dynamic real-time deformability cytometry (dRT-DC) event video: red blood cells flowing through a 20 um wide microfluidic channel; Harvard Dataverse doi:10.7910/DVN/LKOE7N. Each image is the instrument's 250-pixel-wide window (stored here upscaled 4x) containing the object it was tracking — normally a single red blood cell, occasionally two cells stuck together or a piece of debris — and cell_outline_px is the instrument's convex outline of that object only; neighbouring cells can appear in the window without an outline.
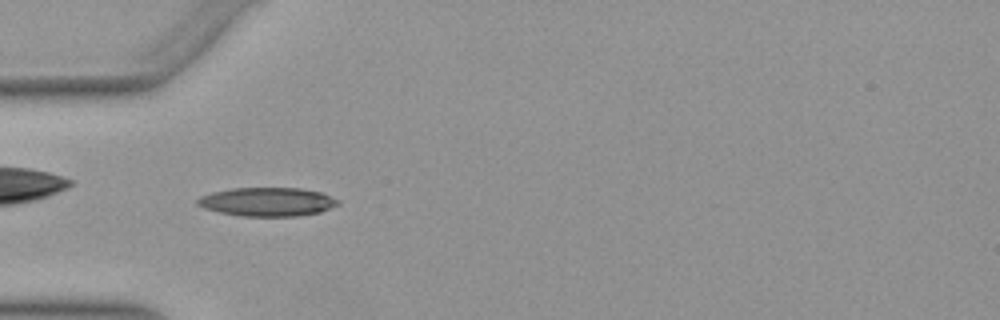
{"species": "Egyptian fruit bat (a non-hibernating species)", "species_latin": "Rousettus aegyptiacus", "temperature_condition": "warm", "stored_images_in_passage": 46, "camera_frame_rate_fps": 3000, "um_per_image_px": 0.085, "animal": {"sex": "female"}, "frame": {"image": 1, "passage_image": 12, "time_ms": 3.667, "image_size_px": [1000, 320], "cell_outline_px": [[340, 204], [320, 212], [300, 216], [240, 216], [220, 212], [204, 208], [196, 204], [196, 200], [200, 196], [212, 192], [232, 188], [300, 188], [320, 192], [332, 196], [340, 200]], "centroid_in_image_um": [22.74, 17.15], "position_along_channel_um": 62.3, "area_um2": 23.64}}
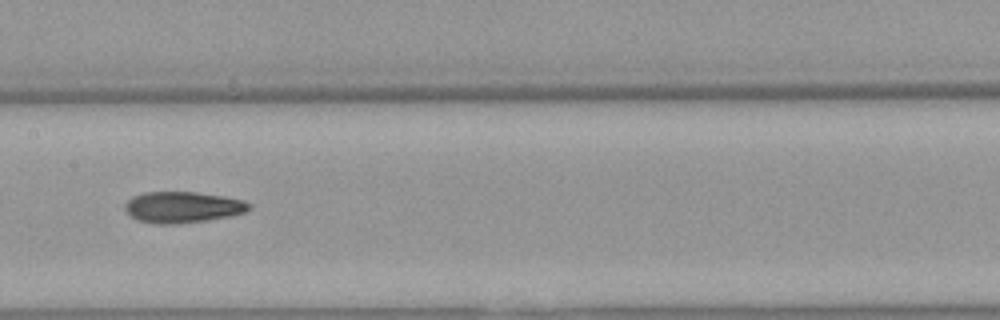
{"frame": {"image": 2, "passage_image": 22, "time_ms": 7.0, "image_size_px": [1000, 320], "cell_outline_px": [[252, 208], [248, 212], [228, 216], [204, 220], [176, 224], [156, 224], [136, 220], [128, 216], [124, 208], [128, 200], [136, 196], [148, 192], [196, 192], [224, 196], [244, 200], [252, 204]], "centroid_in_image_um": [15.55, 17.62], "position_along_channel_um": 191.8, "area_um2": 22.6}}
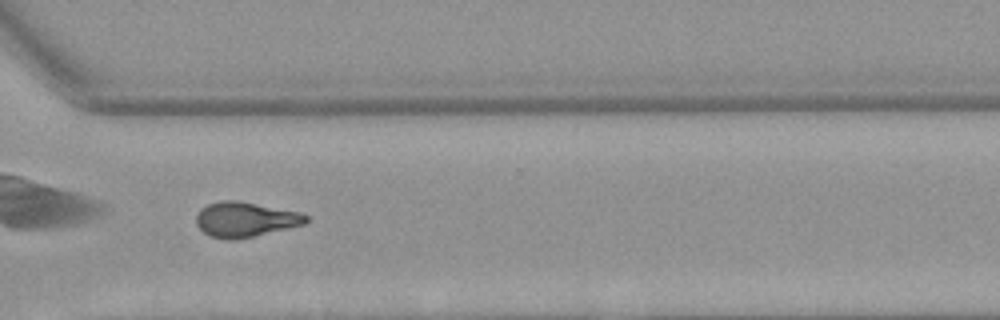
{"frame": {"image": 3, "passage_image": 34, "time_ms": 11.0, "image_size_px": [1000, 320], "cell_outline_px": [[308, 220], [304, 224], [252, 236], [232, 240], [228, 240], [208, 236], [196, 224], [196, 216], [200, 208], [208, 204], [220, 200], [236, 200], [300, 212], [308, 216]], "centroid_in_image_um": [20.8, 18.65], "position_along_channel_um": 349.8, "area_um2": 22.2}, "authors_computed_cell_mechanics": {"area_um2": 22.3108, "velocity_mm_per_s": 3.9505, "shape_relaxation_time_tau1_ms": null, "shape_relaxation_time_tau2_ms": 5.4418, "deformation_change_tau1": null, "deformation_change_tau2": 0.1361}}